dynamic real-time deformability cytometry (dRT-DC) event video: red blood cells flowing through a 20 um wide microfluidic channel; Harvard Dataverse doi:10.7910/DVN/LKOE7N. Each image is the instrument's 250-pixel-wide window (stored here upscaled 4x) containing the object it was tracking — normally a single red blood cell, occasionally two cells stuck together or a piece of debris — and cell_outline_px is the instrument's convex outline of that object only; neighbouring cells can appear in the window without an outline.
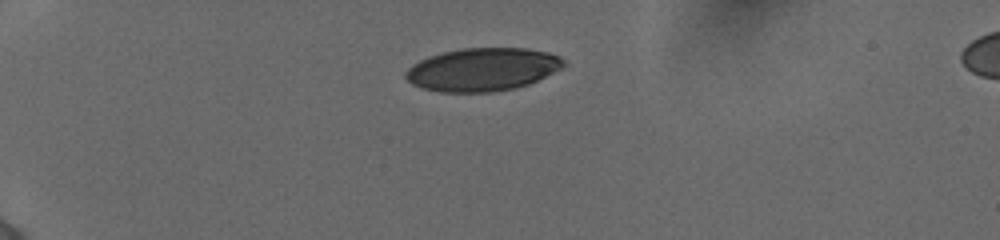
{"species": "human", "species_latin": "Homo sapiens", "temperature_condition": "cold", "stored_images_in_passage": 25, "camera_frame_rate_fps": 3000, "um_per_image_px": 0.085, "donor": {"sex": "female"}, "frame": {"image": 1, "passage_image": 1, "time_ms": 0.0, "image_size_px": [1000, 240], "cell_outline_px": [[564, 64], [560, 68], [528, 84], [516, 88], [492, 92], [440, 92], [420, 88], [412, 84], [404, 76], [404, 72], [412, 64], [428, 56], [444, 52], [464, 48], [528, 48], [548, 52], [560, 56], [564, 60]], "centroid_in_image_um": [40.97, 5.9], "position_along_channel_um": 44.0, "area_um2": 39.59}}
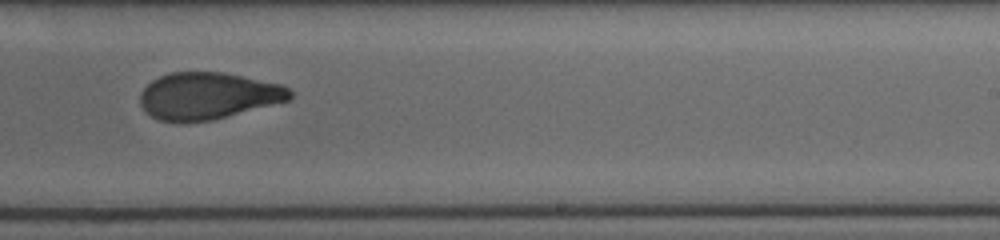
{"frame": {"image": 2, "passage_image": 10, "time_ms": 3.0, "image_size_px": [1000, 240], "cell_outline_px": [[292, 96], [288, 100], [212, 120], [180, 124], [160, 120], [152, 116], [140, 104], [140, 92], [152, 80], [160, 76], [172, 72], [224, 72], [280, 84], [288, 88], [292, 92]], "centroid_in_image_um": [17.64, 8.16], "position_along_channel_um": 271.4, "area_um2": 40.86}}
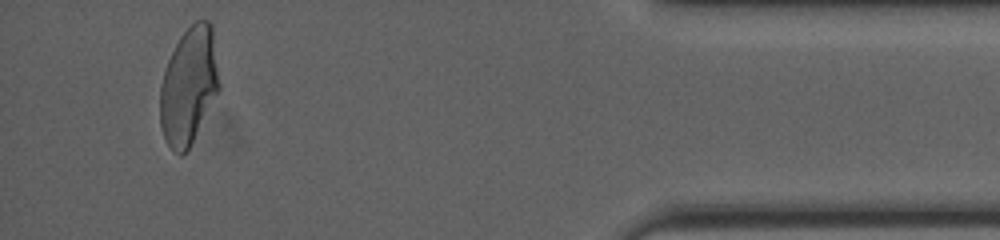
{"frame": {"image": 3, "passage_image": 23, "time_ms": 7.333, "image_size_px": [1000, 240], "cell_outline_px": [[220, 88], [188, 148], [180, 156], [172, 152], [164, 140], [160, 128], [160, 84], [168, 60], [180, 36], [196, 20], [208, 20], [212, 24], [220, 84]], "centroid_in_image_um": [16.03, 7.3], "position_along_channel_um": 419.2, "area_um2": 40.23}}